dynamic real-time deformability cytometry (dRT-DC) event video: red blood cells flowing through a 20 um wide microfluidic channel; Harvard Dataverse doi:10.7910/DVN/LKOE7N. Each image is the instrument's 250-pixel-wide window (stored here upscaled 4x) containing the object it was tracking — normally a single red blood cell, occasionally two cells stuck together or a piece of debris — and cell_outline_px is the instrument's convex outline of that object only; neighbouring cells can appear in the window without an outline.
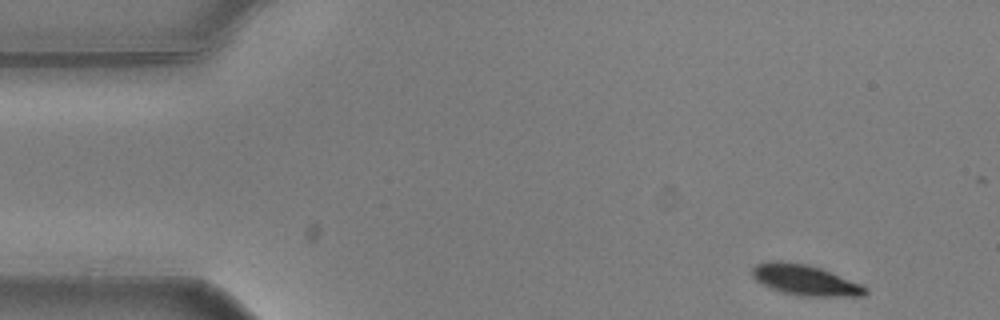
{"species": "common noctule bat (a hibernating species)", "species_latin": "Nyctalus noctula", "temperature_condition": "warm", "stored_images_in_passage": 53, "camera_frame_rate_fps": 3000, "um_per_image_px": 0.085, "animal": {"sex": "male", "body_mass_g": 20.5, "forearm_length_mm": 52.5}, "frame": {"image": 1, "passage_image": 1, "time_ms": 0.0, "image_size_px": [1000, 320], "cell_outline_px": [[868, 292], [864, 296], [796, 296], [760, 284], [752, 276], [752, 268], [756, 264], [764, 260], [780, 260], [808, 264], [820, 268], [860, 284], [868, 288]], "centroid_in_image_um": [68.38, 23.79], "position_along_channel_um": 16.6, "area_um2": 20.29}}
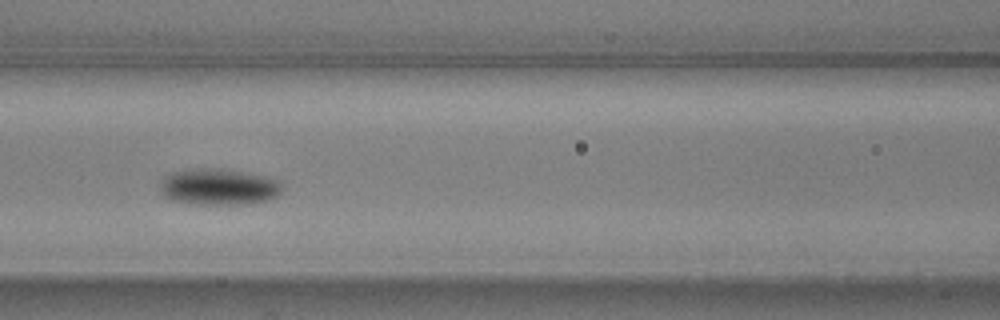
{"frame": {"image": 2, "passage_image": 20, "time_ms": 6.333, "image_size_px": [1000, 320], "cell_outline_px": [[280, 192], [276, 196], [268, 200], [252, 204], [200, 204], [172, 200], [164, 196], [160, 192], [160, 180], [164, 176], [172, 172], [196, 168], [224, 168], [248, 172], [264, 176], [276, 180], [280, 184]], "centroid_in_image_um": [18.55, 15.87], "position_along_channel_um": 148.0, "area_um2": 26.01}}
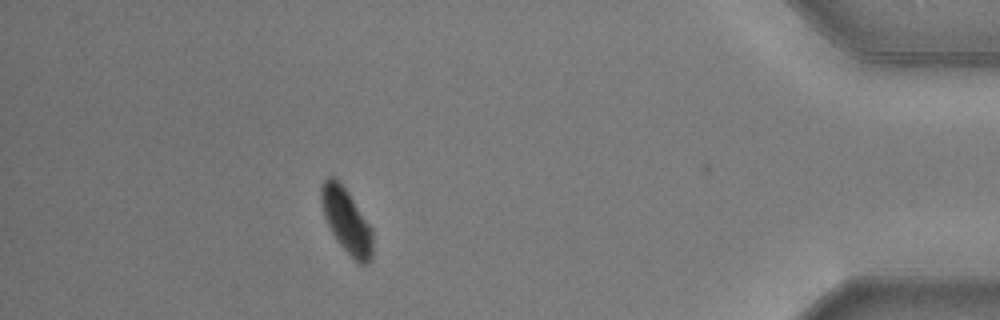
{"frame": {"image": 3, "passage_image": 46, "time_ms": 15.0, "image_size_px": [1000, 320], "cell_outline_px": [[372, 256], [368, 264], [360, 264], [340, 244], [332, 232], [328, 224], [320, 200], [320, 188], [324, 180], [328, 176], [336, 176], [348, 192], [372, 228]], "centroid_in_image_um": [29.45, 18.72], "position_along_channel_um": 405.8, "area_um2": 19.07}, "authors_computed_cell_mechanics": {"area_um2": 21.6172, "velocity_mm_per_s": 3.5829, "shape_relaxation_time_tau1_ms": 1.2978, "shape_relaxation_time_tau2_ms": null, "deformation_change_tau1": 0.1211, "deformation_change_tau2": null}}